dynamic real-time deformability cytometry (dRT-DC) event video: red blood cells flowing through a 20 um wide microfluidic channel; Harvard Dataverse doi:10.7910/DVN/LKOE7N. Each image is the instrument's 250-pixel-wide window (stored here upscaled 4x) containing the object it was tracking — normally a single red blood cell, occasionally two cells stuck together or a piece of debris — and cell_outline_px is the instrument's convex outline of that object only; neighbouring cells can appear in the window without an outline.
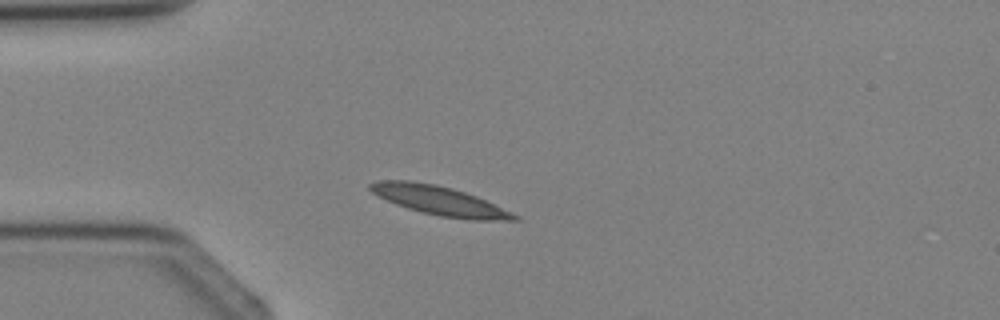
{"species": "Egyptian fruit bat (a non-hibernating species)", "species_latin": "Rousettus aegyptiacus", "temperature_condition": "cold", "stored_images_in_passage": 1, "camera_frame_rate_fps": 3000, "um_per_image_px": 0.085, "animal": {"sex": "female"}, "frame": {"image": 1, "passage_image": 1, "time_ms": 0.0, "image_size_px": [1000, 320], "cell_outline_px": [[520, 220], [468, 220], [440, 216], [420, 212], [396, 204], [372, 192], [368, 188], [368, 184], [376, 180], [412, 180], [436, 184], [452, 188], [476, 196], [520, 216]], "centroid_in_image_um": [37.34, 17.05], "position_along_channel_um": 47.7, "area_um2": 24.39}}